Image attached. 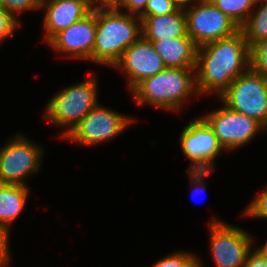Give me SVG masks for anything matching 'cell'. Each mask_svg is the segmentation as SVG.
Listing matches in <instances>:
<instances>
[{"label":"cell","instance_id":"cell-1","mask_svg":"<svg viewBox=\"0 0 267 267\" xmlns=\"http://www.w3.org/2000/svg\"><path fill=\"white\" fill-rule=\"evenodd\" d=\"M251 68V48L241 30L197 49L195 77L198 96H220L231 83Z\"/></svg>","mask_w":267,"mask_h":267},{"label":"cell","instance_id":"cell-2","mask_svg":"<svg viewBox=\"0 0 267 267\" xmlns=\"http://www.w3.org/2000/svg\"><path fill=\"white\" fill-rule=\"evenodd\" d=\"M141 36L139 16L113 6L96 7V37L90 61L112 67Z\"/></svg>","mask_w":267,"mask_h":267},{"label":"cell","instance_id":"cell-3","mask_svg":"<svg viewBox=\"0 0 267 267\" xmlns=\"http://www.w3.org/2000/svg\"><path fill=\"white\" fill-rule=\"evenodd\" d=\"M195 68L166 67L139 82L130 92L138 106L151 105L167 112H180L191 94H197Z\"/></svg>","mask_w":267,"mask_h":267},{"label":"cell","instance_id":"cell-4","mask_svg":"<svg viewBox=\"0 0 267 267\" xmlns=\"http://www.w3.org/2000/svg\"><path fill=\"white\" fill-rule=\"evenodd\" d=\"M97 78L93 77L57 92L46 104L45 118L64 127L61 138L70 131L99 103Z\"/></svg>","mask_w":267,"mask_h":267},{"label":"cell","instance_id":"cell-5","mask_svg":"<svg viewBox=\"0 0 267 267\" xmlns=\"http://www.w3.org/2000/svg\"><path fill=\"white\" fill-rule=\"evenodd\" d=\"M229 109L256 120L267 130V78L250 68L217 97Z\"/></svg>","mask_w":267,"mask_h":267},{"label":"cell","instance_id":"cell-6","mask_svg":"<svg viewBox=\"0 0 267 267\" xmlns=\"http://www.w3.org/2000/svg\"><path fill=\"white\" fill-rule=\"evenodd\" d=\"M43 150L23 134L9 137L7 144L0 148V183L26 186V178L37 174L41 167Z\"/></svg>","mask_w":267,"mask_h":267},{"label":"cell","instance_id":"cell-7","mask_svg":"<svg viewBox=\"0 0 267 267\" xmlns=\"http://www.w3.org/2000/svg\"><path fill=\"white\" fill-rule=\"evenodd\" d=\"M190 6L184 8L187 35L197 47L230 37L240 30L227 15L211 2L195 1Z\"/></svg>","mask_w":267,"mask_h":267},{"label":"cell","instance_id":"cell-8","mask_svg":"<svg viewBox=\"0 0 267 267\" xmlns=\"http://www.w3.org/2000/svg\"><path fill=\"white\" fill-rule=\"evenodd\" d=\"M210 248L216 267H243L248 253L252 250V238L239 226L212 218L208 222Z\"/></svg>","mask_w":267,"mask_h":267},{"label":"cell","instance_id":"cell-9","mask_svg":"<svg viewBox=\"0 0 267 267\" xmlns=\"http://www.w3.org/2000/svg\"><path fill=\"white\" fill-rule=\"evenodd\" d=\"M133 122L134 118L98 103L64 139L83 146L95 145L116 137Z\"/></svg>","mask_w":267,"mask_h":267},{"label":"cell","instance_id":"cell-10","mask_svg":"<svg viewBox=\"0 0 267 267\" xmlns=\"http://www.w3.org/2000/svg\"><path fill=\"white\" fill-rule=\"evenodd\" d=\"M202 118L214 131L219 144L228 152L249 143L260 131L267 132L256 120L235 112L224 104Z\"/></svg>","mask_w":267,"mask_h":267},{"label":"cell","instance_id":"cell-11","mask_svg":"<svg viewBox=\"0 0 267 267\" xmlns=\"http://www.w3.org/2000/svg\"><path fill=\"white\" fill-rule=\"evenodd\" d=\"M180 145L183 154L190 160V171H212L215 158L225 151L212 128L202 117L192 120L183 128Z\"/></svg>","mask_w":267,"mask_h":267},{"label":"cell","instance_id":"cell-12","mask_svg":"<svg viewBox=\"0 0 267 267\" xmlns=\"http://www.w3.org/2000/svg\"><path fill=\"white\" fill-rule=\"evenodd\" d=\"M114 67L127 74L129 91L143 79L154 76L166 68L151 42L142 36L124 51Z\"/></svg>","mask_w":267,"mask_h":267},{"label":"cell","instance_id":"cell-13","mask_svg":"<svg viewBox=\"0 0 267 267\" xmlns=\"http://www.w3.org/2000/svg\"><path fill=\"white\" fill-rule=\"evenodd\" d=\"M96 37V7L78 22L56 34L49 42L53 50L71 58L89 60Z\"/></svg>","mask_w":267,"mask_h":267},{"label":"cell","instance_id":"cell-14","mask_svg":"<svg viewBox=\"0 0 267 267\" xmlns=\"http://www.w3.org/2000/svg\"><path fill=\"white\" fill-rule=\"evenodd\" d=\"M44 7L45 35L42 40L47 43L56 34L84 18L94 8L88 0H41V9Z\"/></svg>","mask_w":267,"mask_h":267},{"label":"cell","instance_id":"cell-15","mask_svg":"<svg viewBox=\"0 0 267 267\" xmlns=\"http://www.w3.org/2000/svg\"><path fill=\"white\" fill-rule=\"evenodd\" d=\"M140 19L142 37L146 40L189 37L184 8H179L172 14L140 17Z\"/></svg>","mask_w":267,"mask_h":267},{"label":"cell","instance_id":"cell-16","mask_svg":"<svg viewBox=\"0 0 267 267\" xmlns=\"http://www.w3.org/2000/svg\"><path fill=\"white\" fill-rule=\"evenodd\" d=\"M166 67L195 68L198 47L190 37L148 40Z\"/></svg>","mask_w":267,"mask_h":267},{"label":"cell","instance_id":"cell-17","mask_svg":"<svg viewBox=\"0 0 267 267\" xmlns=\"http://www.w3.org/2000/svg\"><path fill=\"white\" fill-rule=\"evenodd\" d=\"M28 187L25 185L0 183V224L7 227L17 219L26 207Z\"/></svg>","mask_w":267,"mask_h":267},{"label":"cell","instance_id":"cell-18","mask_svg":"<svg viewBox=\"0 0 267 267\" xmlns=\"http://www.w3.org/2000/svg\"><path fill=\"white\" fill-rule=\"evenodd\" d=\"M258 4L260 7L255 10ZM255 7L247 21L240 27L250 48L267 39V1L257 0Z\"/></svg>","mask_w":267,"mask_h":267},{"label":"cell","instance_id":"cell-19","mask_svg":"<svg viewBox=\"0 0 267 267\" xmlns=\"http://www.w3.org/2000/svg\"><path fill=\"white\" fill-rule=\"evenodd\" d=\"M257 0H215L213 4L239 28L247 21Z\"/></svg>","mask_w":267,"mask_h":267},{"label":"cell","instance_id":"cell-20","mask_svg":"<svg viewBox=\"0 0 267 267\" xmlns=\"http://www.w3.org/2000/svg\"><path fill=\"white\" fill-rule=\"evenodd\" d=\"M200 259L190 252H174L158 260L151 267H203Z\"/></svg>","mask_w":267,"mask_h":267},{"label":"cell","instance_id":"cell-21","mask_svg":"<svg viewBox=\"0 0 267 267\" xmlns=\"http://www.w3.org/2000/svg\"><path fill=\"white\" fill-rule=\"evenodd\" d=\"M251 68L267 78V39L251 48Z\"/></svg>","mask_w":267,"mask_h":267},{"label":"cell","instance_id":"cell-22","mask_svg":"<svg viewBox=\"0 0 267 267\" xmlns=\"http://www.w3.org/2000/svg\"><path fill=\"white\" fill-rule=\"evenodd\" d=\"M179 8L173 0H149L139 17L172 14Z\"/></svg>","mask_w":267,"mask_h":267},{"label":"cell","instance_id":"cell-23","mask_svg":"<svg viewBox=\"0 0 267 267\" xmlns=\"http://www.w3.org/2000/svg\"><path fill=\"white\" fill-rule=\"evenodd\" d=\"M0 5L18 21L17 14L22 11L41 9V0H0Z\"/></svg>","mask_w":267,"mask_h":267},{"label":"cell","instance_id":"cell-24","mask_svg":"<svg viewBox=\"0 0 267 267\" xmlns=\"http://www.w3.org/2000/svg\"><path fill=\"white\" fill-rule=\"evenodd\" d=\"M243 214L248 217L267 219V188L257 194L255 199L248 204Z\"/></svg>","mask_w":267,"mask_h":267},{"label":"cell","instance_id":"cell-25","mask_svg":"<svg viewBox=\"0 0 267 267\" xmlns=\"http://www.w3.org/2000/svg\"><path fill=\"white\" fill-rule=\"evenodd\" d=\"M19 26L20 22L0 5V44L13 35Z\"/></svg>","mask_w":267,"mask_h":267},{"label":"cell","instance_id":"cell-26","mask_svg":"<svg viewBox=\"0 0 267 267\" xmlns=\"http://www.w3.org/2000/svg\"><path fill=\"white\" fill-rule=\"evenodd\" d=\"M148 1L149 0H117L113 7L119 11H123L122 9L125 8V13L139 16L145 10Z\"/></svg>","mask_w":267,"mask_h":267},{"label":"cell","instance_id":"cell-27","mask_svg":"<svg viewBox=\"0 0 267 267\" xmlns=\"http://www.w3.org/2000/svg\"><path fill=\"white\" fill-rule=\"evenodd\" d=\"M9 230L0 224V267L8 266L10 263Z\"/></svg>","mask_w":267,"mask_h":267},{"label":"cell","instance_id":"cell-28","mask_svg":"<svg viewBox=\"0 0 267 267\" xmlns=\"http://www.w3.org/2000/svg\"><path fill=\"white\" fill-rule=\"evenodd\" d=\"M188 176H189V182L191 185L194 186V192L198 194L202 190H206L205 188V182L204 179L206 176H209L211 174V171H204V170H197V171H190L187 170ZM202 189V190H201ZM198 191V192H197Z\"/></svg>","mask_w":267,"mask_h":267},{"label":"cell","instance_id":"cell-29","mask_svg":"<svg viewBox=\"0 0 267 267\" xmlns=\"http://www.w3.org/2000/svg\"><path fill=\"white\" fill-rule=\"evenodd\" d=\"M243 267H267V259L253 249L248 253Z\"/></svg>","mask_w":267,"mask_h":267},{"label":"cell","instance_id":"cell-30","mask_svg":"<svg viewBox=\"0 0 267 267\" xmlns=\"http://www.w3.org/2000/svg\"><path fill=\"white\" fill-rule=\"evenodd\" d=\"M94 7L114 6L117 0H88Z\"/></svg>","mask_w":267,"mask_h":267},{"label":"cell","instance_id":"cell-31","mask_svg":"<svg viewBox=\"0 0 267 267\" xmlns=\"http://www.w3.org/2000/svg\"><path fill=\"white\" fill-rule=\"evenodd\" d=\"M178 7L180 8H186L189 4H192L195 2V0H173Z\"/></svg>","mask_w":267,"mask_h":267},{"label":"cell","instance_id":"cell-32","mask_svg":"<svg viewBox=\"0 0 267 267\" xmlns=\"http://www.w3.org/2000/svg\"><path fill=\"white\" fill-rule=\"evenodd\" d=\"M256 251L262 255L264 258L267 259V241L265 242V244L262 247H258L256 249Z\"/></svg>","mask_w":267,"mask_h":267},{"label":"cell","instance_id":"cell-33","mask_svg":"<svg viewBox=\"0 0 267 267\" xmlns=\"http://www.w3.org/2000/svg\"><path fill=\"white\" fill-rule=\"evenodd\" d=\"M195 1H200V2H211V3H213L215 0H195Z\"/></svg>","mask_w":267,"mask_h":267}]
</instances>
